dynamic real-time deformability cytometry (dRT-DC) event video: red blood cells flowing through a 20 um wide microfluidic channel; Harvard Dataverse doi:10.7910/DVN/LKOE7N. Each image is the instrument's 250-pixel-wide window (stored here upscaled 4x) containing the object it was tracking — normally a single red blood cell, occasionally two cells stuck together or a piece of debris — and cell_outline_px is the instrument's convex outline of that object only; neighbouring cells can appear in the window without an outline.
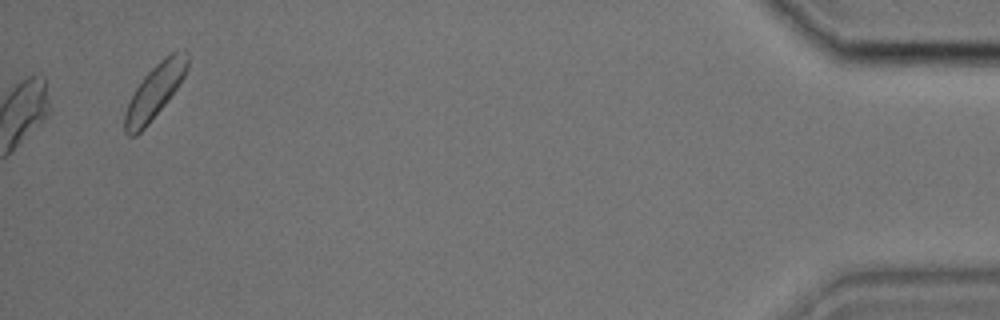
{"species": "common noctule bat (a hibernating species)", "species_latin": "Nyctalus noctula", "temperature_condition": "cold", "stored_images_in_passage": 30, "camera_frame_rate_fps": 3000, "um_per_image_px": 0.085, "animal": {"sex": "male", "body_mass_g": 17.9, "forearm_length_mm": 54.2}, "frame": {"image": 1, "passage_image": 30, "time_ms": 9.667, "image_size_px": [1000, 320], "cell_outline_px": [[188, 68], [184, 76], [168, 100], [148, 124], [136, 136], [128, 136], [124, 132], [124, 112], [136, 88], [144, 76], [164, 56], [172, 52], [188, 52]], "centroid_in_image_um": [13.13, 7.79], "position_along_channel_um": 422.1, "area_um2": 19.36}}